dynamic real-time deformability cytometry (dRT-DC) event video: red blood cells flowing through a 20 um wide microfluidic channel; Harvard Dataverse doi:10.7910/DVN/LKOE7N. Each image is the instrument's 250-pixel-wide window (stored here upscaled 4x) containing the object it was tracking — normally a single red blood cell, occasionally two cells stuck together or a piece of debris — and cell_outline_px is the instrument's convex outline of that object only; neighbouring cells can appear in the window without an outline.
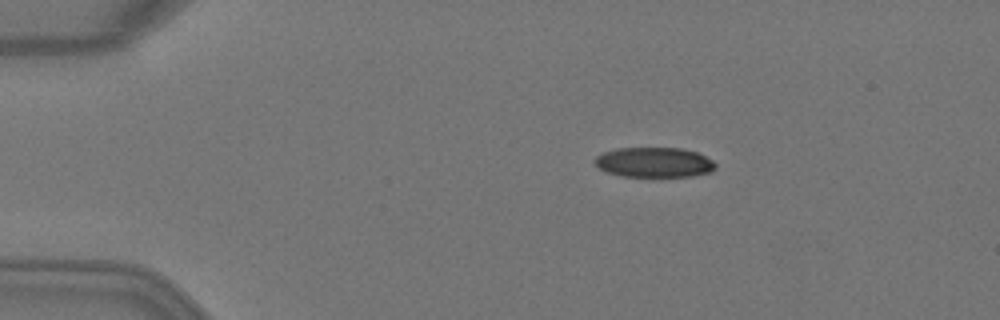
{"species": "Egyptian fruit bat (a non-hibernating species)", "species_latin": "Rousettus aegyptiacus", "temperature_condition": "warm", "stored_images_in_passage": 6, "camera_frame_rate_fps": 3000, "um_per_image_px": 0.085, "animal": {"sex": "female"}, "frame": {"image": 1, "passage_image": 2, "time_ms": 0.333, "image_size_px": [1000, 320], "cell_outline_px": [[716, 168], [712, 172], [692, 176], [620, 176], [608, 172], [600, 168], [592, 160], [596, 156], [604, 152], [616, 148], [684, 148], [696, 152], [712, 160], [716, 164]], "centroid_in_image_um": [55.61, 13.79], "position_along_channel_um": 29.4, "area_um2": 21.1}}
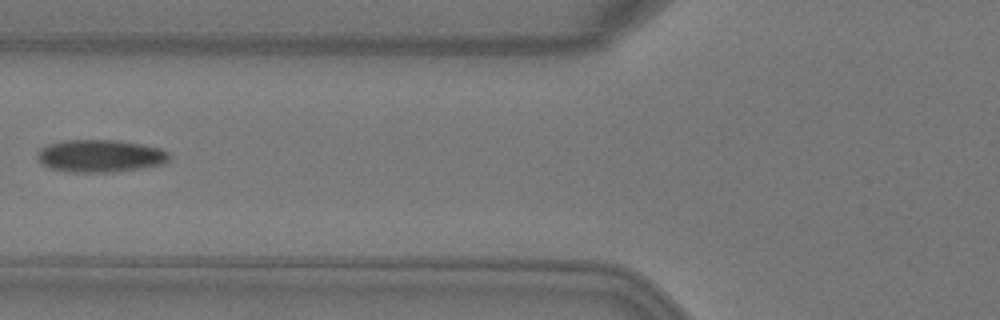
{"frame": {"image": 2, "passage_image": 5, "time_ms": 1.333, "image_size_px": [1000, 320], "cell_outline_px": [[172, 156], [164, 164], [144, 168], [112, 172], [68, 172], [52, 168], [44, 164], [36, 156], [36, 152], [40, 148], [48, 144], [60, 140], [120, 140], [160, 148], [168, 152]], "centroid_in_image_um": [8.54, 13.25], "position_along_channel_um": 117.3, "area_um2": 25.2}}